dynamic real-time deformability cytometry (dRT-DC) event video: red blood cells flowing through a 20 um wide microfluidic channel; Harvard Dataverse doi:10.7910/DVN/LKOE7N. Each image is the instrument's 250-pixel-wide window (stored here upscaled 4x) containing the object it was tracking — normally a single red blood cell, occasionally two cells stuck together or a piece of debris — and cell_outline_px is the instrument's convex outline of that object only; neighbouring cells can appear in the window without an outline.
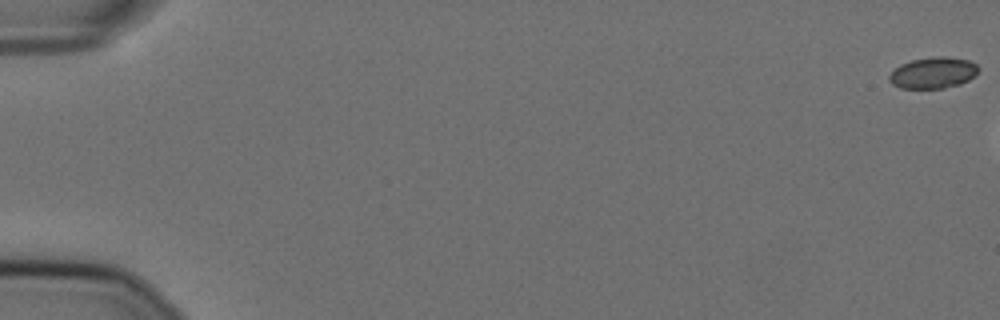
{"species": "Egyptian fruit bat (a non-hibernating species)", "species_latin": "Rousettus aegyptiacus", "temperature_condition": "cold", "stored_images_in_passage": 9, "camera_frame_rate_fps": 3000, "um_per_image_px": 0.085, "animal": {"sex": "female"}, "frame": {"image": 1, "passage_image": 1, "time_ms": 0.0, "image_size_px": [1000, 320], "cell_outline_px": [[980, 68], [968, 80], [960, 84], [944, 88], [900, 88], [892, 84], [888, 80], [888, 76], [900, 64], [912, 60], [932, 56], [944, 56], [968, 60], [976, 64]], "centroid_in_image_um": [79.29, 6.18], "position_along_channel_um": 5.7, "area_um2": 16.18}}